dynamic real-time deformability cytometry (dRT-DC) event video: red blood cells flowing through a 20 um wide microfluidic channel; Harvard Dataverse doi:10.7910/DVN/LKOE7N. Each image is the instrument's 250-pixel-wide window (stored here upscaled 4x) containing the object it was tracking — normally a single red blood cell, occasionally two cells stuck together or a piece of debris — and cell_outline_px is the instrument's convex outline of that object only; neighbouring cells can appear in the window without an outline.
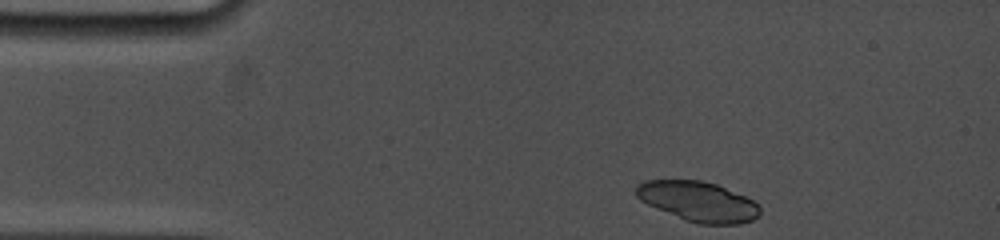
{"species": "common noctule bat (a hibernating species)", "species_latin": "Nyctalus noctula", "temperature_condition": "cold", "stored_images_in_passage": 4, "camera_frame_rate_fps": 5000, "um_per_image_px": 0.085, "animal": {"sex": "female", "body_mass_g": 19.0, "forearm_length_mm": 53.3}, "frame": {"image": 1, "passage_image": 1, "time_ms": 0.0, "image_size_px": [1000, 240], "cell_outline_px": [[760, 216], [752, 220], [740, 224], [696, 224], [684, 220], [656, 208], [640, 200], [636, 196], [636, 184], [644, 180], [700, 180], [716, 184], [744, 196], [752, 200], [760, 208]], "centroid_in_image_um": [59.32, 17.13], "position_along_channel_um": 25.7, "area_um2": 28.84}}